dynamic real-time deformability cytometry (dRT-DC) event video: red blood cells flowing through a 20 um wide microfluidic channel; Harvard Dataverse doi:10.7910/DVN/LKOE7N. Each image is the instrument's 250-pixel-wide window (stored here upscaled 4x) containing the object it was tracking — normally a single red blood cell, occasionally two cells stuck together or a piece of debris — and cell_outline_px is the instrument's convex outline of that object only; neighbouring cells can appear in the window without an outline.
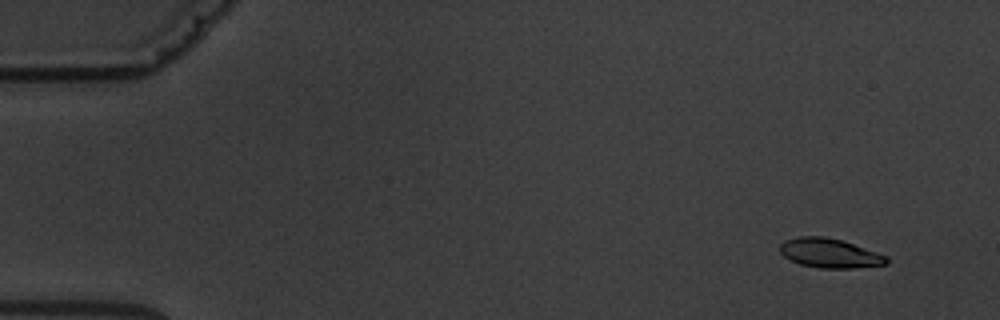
{"species": "common noctule bat (a hibernating species)", "species_latin": "Nyctalus noctula", "temperature_condition": "warm", "stored_images_in_passage": 7, "camera_frame_rate_fps": 3000, "um_per_image_px": 0.085, "animal": {"sex": "male", "body_mass_g": 19.5, "forearm_length_mm": 54.6}, "frame": {"image": 1, "passage_image": 2, "time_ms": 1.333, "image_size_px": [1000, 320], "cell_outline_px": [[888, 264], [852, 268], [820, 268], [800, 264], [784, 256], [780, 252], [780, 244], [784, 240], [800, 236], [824, 236], [840, 240], [888, 256]], "centroid_in_image_um": [70.51, 21.52], "position_along_channel_um": 14.5, "area_um2": 18.03}}